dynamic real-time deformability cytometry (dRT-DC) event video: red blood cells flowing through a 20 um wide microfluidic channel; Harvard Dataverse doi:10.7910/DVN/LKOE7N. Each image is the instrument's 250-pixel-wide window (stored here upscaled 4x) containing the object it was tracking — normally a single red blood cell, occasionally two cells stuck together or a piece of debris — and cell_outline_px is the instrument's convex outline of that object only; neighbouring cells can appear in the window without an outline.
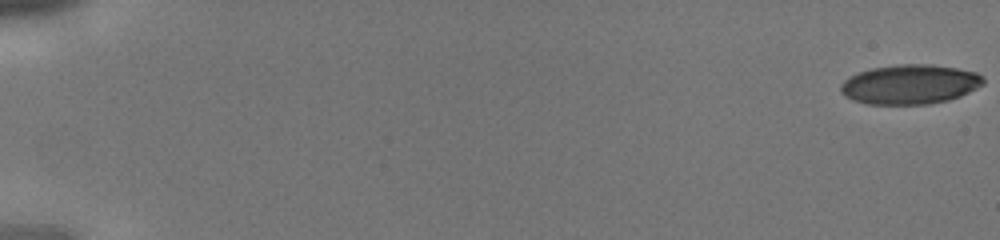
{"species": "human", "species_latin": "Homo sapiens", "temperature_condition": "cold", "stored_images_in_passage": 44, "camera_frame_rate_fps": 3000, "um_per_image_px": 0.085, "donor": {"sex": "male"}, "frame": {"image": 1, "passage_image": 1, "time_ms": 0.0, "image_size_px": [1000, 240], "cell_outline_px": [[984, 84], [960, 96], [948, 100], [928, 104], [864, 104], [852, 100], [844, 96], [840, 92], [840, 84], [848, 76], [872, 68], [900, 64], [924, 64], [956, 68], [976, 72], [984, 76]], "centroid_in_image_um": [77.31, 7.18], "position_along_channel_um": 7.7, "area_um2": 32.95}}
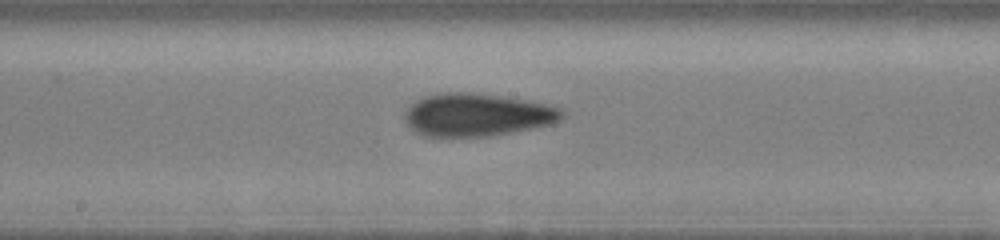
{"frame": {"image": 2, "passage_image": 25, "time_ms": 8.0, "image_size_px": [1000, 240], "cell_outline_px": [[564, 116], [560, 120], [552, 124], [488, 136], [424, 136], [416, 132], [404, 120], [404, 112], [416, 100], [424, 96], [440, 92], [472, 92], [528, 100], [564, 108]], "centroid_in_image_um": [40.55, 9.74], "position_along_channel_um": 207.6, "area_um2": 39.25}}
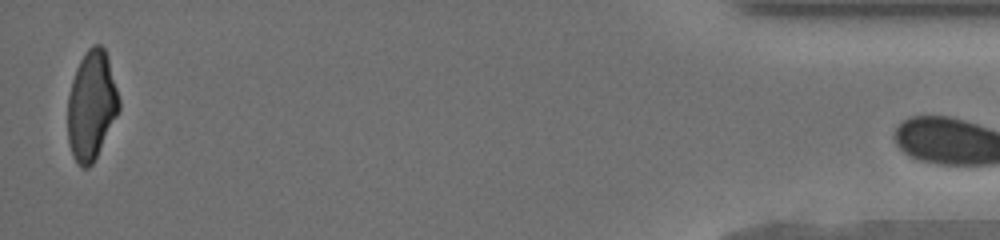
{"frame": {"image": 3, "passage_image": 43, "time_ms": 14.0, "image_size_px": [1000, 240], "cell_outline_px": [[120, 108], [92, 164], [88, 168], [80, 168], [72, 156], [68, 144], [68, 96], [72, 80], [76, 68], [84, 52], [92, 44], [100, 44], [104, 48], [108, 56], [120, 100]], "centroid_in_image_um": [7.76, 8.94], "position_along_channel_um": 427.4, "area_um2": 32.66}}